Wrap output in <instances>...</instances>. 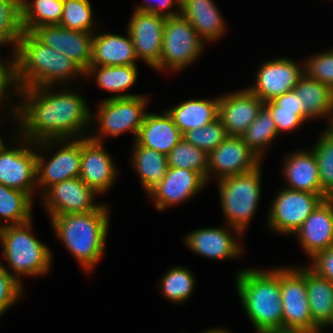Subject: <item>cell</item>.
Here are the masks:
<instances>
[{
	"label": "cell",
	"mask_w": 333,
	"mask_h": 333,
	"mask_svg": "<svg viewBox=\"0 0 333 333\" xmlns=\"http://www.w3.org/2000/svg\"><path fill=\"white\" fill-rule=\"evenodd\" d=\"M285 160L283 174H285L289 185L287 188L319 194L324 197L317 160L312 150L295 152Z\"/></svg>",
	"instance_id": "484cf974"
},
{
	"label": "cell",
	"mask_w": 333,
	"mask_h": 333,
	"mask_svg": "<svg viewBox=\"0 0 333 333\" xmlns=\"http://www.w3.org/2000/svg\"><path fill=\"white\" fill-rule=\"evenodd\" d=\"M261 165L252 171L222 178L219 181L221 208L226 222L239 238L254 215L261 197Z\"/></svg>",
	"instance_id": "8992f818"
},
{
	"label": "cell",
	"mask_w": 333,
	"mask_h": 333,
	"mask_svg": "<svg viewBox=\"0 0 333 333\" xmlns=\"http://www.w3.org/2000/svg\"><path fill=\"white\" fill-rule=\"evenodd\" d=\"M63 14V0H21V24L24 32H32L44 25H59Z\"/></svg>",
	"instance_id": "4dcf8cb0"
},
{
	"label": "cell",
	"mask_w": 333,
	"mask_h": 333,
	"mask_svg": "<svg viewBox=\"0 0 333 333\" xmlns=\"http://www.w3.org/2000/svg\"><path fill=\"white\" fill-rule=\"evenodd\" d=\"M167 113L172 117L180 132H185L205 125L218 119L219 98L214 100L190 99L169 108Z\"/></svg>",
	"instance_id": "4316f807"
},
{
	"label": "cell",
	"mask_w": 333,
	"mask_h": 333,
	"mask_svg": "<svg viewBox=\"0 0 333 333\" xmlns=\"http://www.w3.org/2000/svg\"><path fill=\"white\" fill-rule=\"evenodd\" d=\"M169 167L200 173L207 181L208 153L182 138L167 154Z\"/></svg>",
	"instance_id": "e575fe53"
},
{
	"label": "cell",
	"mask_w": 333,
	"mask_h": 333,
	"mask_svg": "<svg viewBox=\"0 0 333 333\" xmlns=\"http://www.w3.org/2000/svg\"><path fill=\"white\" fill-rule=\"evenodd\" d=\"M67 144L58 150L48 163L37 153V184L51 187L52 185L80 176L81 165V139H66ZM69 141V143H68Z\"/></svg>",
	"instance_id": "ffe728a7"
},
{
	"label": "cell",
	"mask_w": 333,
	"mask_h": 333,
	"mask_svg": "<svg viewBox=\"0 0 333 333\" xmlns=\"http://www.w3.org/2000/svg\"><path fill=\"white\" fill-rule=\"evenodd\" d=\"M31 206L32 198L26 192L6 187L0 183V217L10 221L8 224H1V227L30 221Z\"/></svg>",
	"instance_id": "d6a6232c"
},
{
	"label": "cell",
	"mask_w": 333,
	"mask_h": 333,
	"mask_svg": "<svg viewBox=\"0 0 333 333\" xmlns=\"http://www.w3.org/2000/svg\"><path fill=\"white\" fill-rule=\"evenodd\" d=\"M224 228H203L185 237L187 246L198 255L214 259L236 258L241 254L239 242Z\"/></svg>",
	"instance_id": "603a6c76"
},
{
	"label": "cell",
	"mask_w": 333,
	"mask_h": 333,
	"mask_svg": "<svg viewBox=\"0 0 333 333\" xmlns=\"http://www.w3.org/2000/svg\"><path fill=\"white\" fill-rule=\"evenodd\" d=\"M0 31L18 45L24 32L21 24V0H0Z\"/></svg>",
	"instance_id": "ab89813d"
},
{
	"label": "cell",
	"mask_w": 333,
	"mask_h": 333,
	"mask_svg": "<svg viewBox=\"0 0 333 333\" xmlns=\"http://www.w3.org/2000/svg\"><path fill=\"white\" fill-rule=\"evenodd\" d=\"M136 65L119 66H90L85 76L96 73V83L109 92H123L130 88L137 80Z\"/></svg>",
	"instance_id": "1f68e13d"
},
{
	"label": "cell",
	"mask_w": 333,
	"mask_h": 333,
	"mask_svg": "<svg viewBox=\"0 0 333 333\" xmlns=\"http://www.w3.org/2000/svg\"><path fill=\"white\" fill-rule=\"evenodd\" d=\"M138 60L133 41L128 36L116 34L93 35L90 66L136 65Z\"/></svg>",
	"instance_id": "cb8c5ba5"
},
{
	"label": "cell",
	"mask_w": 333,
	"mask_h": 333,
	"mask_svg": "<svg viewBox=\"0 0 333 333\" xmlns=\"http://www.w3.org/2000/svg\"><path fill=\"white\" fill-rule=\"evenodd\" d=\"M306 290L312 320L321 329L333 314V283L306 267Z\"/></svg>",
	"instance_id": "83f0119b"
},
{
	"label": "cell",
	"mask_w": 333,
	"mask_h": 333,
	"mask_svg": "<svg viewBox=\"0 0 333 333\" xmlns=\"http://www.w3.org/2000/svg\"><path fill=\"white\" fill-rule=\"evenodd\" d=\"M146 100L145 96L137 94H117L103 100L96 116L101 134L90 138L102 142L103 135L117 137L130 130L136 139L139 128L147 115L146 111L144 112Z\"/></svg>",
	"instance_id": "ba28073f"
},
{
	"label": "cell",
	"mask_w": 333,
	"mask_h": 333,
	"mask_svg": "<svg viewBox=\"0 0 333 333\" xmlns=\"http://www.w3.org/2000/svg\"><path fill=\"white\" fill-rule=\"evenodd\" d=\"M264 106L248 88L219 97V116L228 136L241 137Z\"/></svg>",
	"instance_id": "d6986e66"
},
{
	"label": "cell",
	"mask_w": 333,
	"mask_h": 333,
	"mask_svg": "<svg viewBox=\"0 0 333 333\" xmlns=\"http://www.w3.org/2000/svg\"><path fill=\"white\" fill-rule=\"evenodd\" d=\"M312 151L317 160L324 198H333V133L326 129Z\"/></svg>",
	"instance_id": "d590c367"
},
{
	"label": "cell",
	"mask_w": 333,
	"mask_h": 333,
	"mask_svg": "<svg viewBox=\"0 0 333 333\" xmlns=\"http://www.w3.org/2000/svg\"><path fill=\"white\" fill-rule=\"evenodd\" d=\"M328 325L333 326V314H332L330 321L328 322V324L326 326H328Z\"/></svg>",
	"instance_id": "816d5d0a"
},
{
	"label": "cell",
	"mask_w": 333,
	"mask_h": 333,
	"mask_svg": "<svg viewBox=\"0 0 333 333\" xmlns=\"http://www.w3.org/2000/svg\"><path fill=\"white\" fill-rule=\"evenodd\" d=\"M260 164L261 159L244 143L242 137L227 136L217 148L208 153L207 180L212 172L220 180L252 171Z\"/></svg>",
	"instance_id": "4fadbf2b"
},
{
	"label": "cell",
	"mask_w": 333,
	"mask_h": 333,
	"mask_svg": "<svg viewBox=\"0 0 333 333\" xmlns=\"http://www.w3.org/2000/svg\"><path fill=\"white\" fill-rule=\"evenodd\" d=\"M133 165L147 193L165 177L169 165L167 155L153 149L134 144Z\"/></svg>",
	"instance_id": "f546056e"
},
{
	"label": "cell",
	"mask_w": 333,
	"mask_h": 333,
	"mask_svg": "<svg viewBox=\"0 0 333 333\" xmlns=\"http://www.w3.org/2000/svg\"><path fill=\"white\" fill-rule=\"evenodd\" d=\"M165 17L148 12L134 11L128 24L129 33L138 59L159 69L163 43Z\"/></svg>",
	"instance_id": "5bb4252c"
},
{
	"label": "cell",
	"mask_w": 333,
	"mask_h": 333,
	"mask_svg": "<svg viewBox=\"0 0 333 333\" xmlns=\"http://www.w3.org/2000/svg\"><path fill=\"white\" fill-rule=\"evenodd\" d=\"M324 199L319 194L284 188L272 202L268 224L277 232L293 234Z\"/></svg>",
	"instance_id": "30bf717a"
},
{
	"label": "cell",
	"mask_w": 333,
	"mask_h": 333,
	"mask_svg": "<svg viewBox=\"0 0 333 333\" xmlns=\"http://www.w3.org/2000/svg\"><path fill=\"white\" fill-rule=\"evenodd\" d=\"M203 333H229L223 329H211V330H208V331H204Z\"/></svg>",
	"instance_id": "681fc988"
},
{
	"label": "cell",
	"mask_w": 333,
	"mask_h": 333,
	"mask_svg": "<svg viewBox=\"0 0 333 333\" xmlns=\"http://www.w3.org/2000/svg\"><path fill=\"white\" fill-rule=\"evenodd\" d=\"M236 288L243 309L257 333H283L280 268L267 271L242 269Z\"/></svg>",
	"instance_id": "3957f363"
},
{
	"label": "cell",
	"mask_w": 333,
	"mask_h": 333,
	"mask_svg": "<svg viewBox=\"0 0 333 333\" xmlns=\"http://www.w3.org/2000/svg\"><path fill=\"white\" fill-rule=\"evenodd\" d=\"M330 120H331V122H330L329 127H328L327 129H328L330 132L333 133V116H332V118H330Z\"/></svg>",
	"instance_id": "f907efd6"
},
{
	"label": "cell",
	"mask_w": 333,
	"mask_h": 333,
	"mask_svg": "<svg viewBox=\"0 0 333 333\" xmlns=\"http://www.w3.org/2000/svg\"><path fill=\"white\" fill-rule=\"evenodd\" d=\"M272 101L281 109L298 110V114L305 120L304 106L295 90L285 92Z\"/></svg>",
	"instance_id": "7dc6e473"
},
{
	"label": "cell",
	"mask_w": 333,
	"mask_h": 333,
	"mask_svg": "<svg viewBox=\"0 0 333 333\" xmlns=\"http://www.w3.org/2000/svg\"><path fill=\"white\" fill-rule=\"evenodd\" d=\"M305 62L304 73L333 90V50L317 53Z\"/></svg>",
	"instance_id": "60d3db41"
},
{
	"label": "cell",
	"mask_w": 333,
	"mask_h": 333,
	"mask_svg": "<svg viewBox=\"0 0 333 333\" xmlns=\"http://www.w3.org/2000/svg\"><path fill=\"white\" fill-rule=\"evenodd\" d=\"M280 292L283 307V333H314L306 290V268H280Z\"/></svg>",
	"instance_id": "52a82bcc"
},
{
	"label": "cell",
	"mask_w": 333,
	"mask_h": 333,
	"mask_svg": "<svg viewBox=\"0 0 333 333\" xmlns=\"http://www.w3.org/2000/svg\"><path fill=\"white\" fill-rule=\"evenodd\" d=\"M151 0L148 1V5H138V7L135 8V11L140 12H148L153 13L155 15L163 16L165 18L174 17L181 13V0H154L155 5L151 4ZM157 2V4H156ZM176 6L179 8L178 12L170 11L172 6ZM166 12H165V10ZM170 9L169 11H167Z\"/></svg>",
	"instance_id": "f6af8a7d"
},
{
	"label": "cell",
	"mask_w": 333,
	"mask_h": 333,
	"mask_svg": "<svg viewBox=\"0 0 333 333\" xmlns=\"http://www.w3.org/2000/svg\"><path fill=\"white\" fill-rule=\"evenodd\" d=\"M181 15L201 39L216 41L224 34L225 22L213 0H181Z\"/></svg>",
	"instance_id": "d4e9b609"
},
{
	"label": "cell",
	"mask_w": 333,
	"mask_h": 333,
	"mask_svg": "<svg viewBox=\"0 0 333 333\" xmlns=\"http://www.w3.org/2000/svg\"><path fill=\"white\" fill-rule=\"evenodd\" d=\"M182 138L183 134L165 111L162 115L147 113L134 143L167 155Z\"/></svg>",
	"instance_id": "7402d4cb"
},
{
	"label": "cell",
	"mask_w": 333,
	"mask_h": 333,
	"mask_svg": "<svg viewBox=\"0 0 333 333\" xmlns=\"http://www.w3.org/2000/svg\"><path fill=\"white\" fill-rule=\"evenodd\" d=\"M195 278L192 273L180 266L171 269L162 278L161 286L163 294L172 302H183L191 296Z\"/></svg>",
	"instance_id": "8d00e7d4"
},
{
	"label": "cell",
	"mask_w": 333,
	"mask_h": 333,
	"mask_svg": "<svg viewBox=\"0 0 333 333\" xmlns=\"http://www.w3.org/2000/svg\"><path fill=\"white\" fill-rule=\"evenodd\" d=\"M90 136L81 138V165L79 178L97 194L105 193L114 183L116 169L112 157Z\"/></svg>",
	"instance_id": "e0dca14e"
},
{
	"label": "cell",
	"mask_w": 333,
	"mask_h": 333,
	"mask_svg": "<svg viewBox=\"0 0 333 333\" xmlns=\"http://www.w3.org/2000/svg\"><path fill=\"white\" fill-rule=\"evenodd\" d=\"M22 140V143L25 141L24 144L27 146L20 142L18 144L20 147L10 149L0 138V183L26 192L32 198L34 185L37 184L35 182L37 181V152L28 147L35 145L33 142L24 137Z\"/></svg>",
	"instance_id": "8fae6325"
},
{
	"label": "cell",
	"mask_w": 333,
	"mask_h": 333,
	"mask_svg": "<svg viewBox=\"0 0 333 333\" xmlns=\"http://www.w3.org/2000/svg\"><path fill=\"white\" fill-rule=\"evenodd\" d=\"M7 42H9L10 44L14 43L13 54L15 55L17 45L4 31H0V45L5 43L7 44Z\"/></svg>",
	"instance_id": "c3c4849f"
},
{
	"label": "cell",
	"mask_w": 333,
	"mask_h": 333,
	"mask_svg": "<svg viewBox=\"0 0 333 333\" xmlns=\"http://www.w3.org/2000/svg\"><path fill=\"white\" fill-rule=\"evenodd\" d=\"M49 86L17 89L26 102L12 108L22 137L44 150L61 140L75 139L91 122L85 100L72 90L49 92ZM48 91V92H47ZM55 93V94H54ZM49 147V148H48Z\"/></svg>",
	"instance_id": "6da1fadb"
},
{
	"label": "cell",
	"mask_w": 333,
	"mask_h": 333,
	"mask_svg": "<svg viewBox=\"0 0 333 333\" xmlns=\"http://www.w3.org/2000/svg\"><path fill=\"white\" fill-rule=\"evenodd\" d=\"M96 194L78 177L52 185L43 196L46 209L53 217L96 210L100 206L93 202Z\"/></svg>",
	"instance_id": "2e32d148"
},
{
	"label": "cell",
	"mask_w": 333,
	"mask_h": 333,
	"mask_svg": "<svg viewBox=\"0 0 333 333\" xmlns=\"http://www.w3.org/2000/svg\"><path fill=\"white\" fill-rule=\"evenodd\" d=\"M22 288L14 275L0 262V316L17 302L22 294Z\"/></svg>",
	"instance_id": "b9f144b4"
},
{
	"label": "cell",
	"mask_w": 333,
	"mask_h": 333,
	"mask_svg": "<svg viewBox=\"0 0 333 333\" xmlns=\"http://www.w3.org/2000/svg\"><path fill=\"white\" fill-rule=\"evenodd\" d=\"M301 247L313 258L333 246V198L324 199L297 229Z\"/></svg>",
	"instance_id": "44dd1931"
},
{
	"label": "cell",
	"mask_w": 333,
	"mask_h": 333,
	"mask_svg": "<svg viewBox=\"0 0 333 333\" xmlns=\"http://www.w3.org/2000/svg\"><path fill=\"white\" fill-rule=\"evenodd\" d=\"M31 229V220L0 228L3 254L20 284L22 274L38 276L47 273L52 258L50 249L33 236Z\"/></svg>",
	"instance_id": "5b68a950"
},
{
	"label": "cell",
	"mask_w": 333,
	"mask_h": 333,
	"mask_svg": "<svg viewBox=\"0 0 333 333\" xmlns=\"http://www.w3.org/2000/svg\"><path fill=\"white\" fill-rule=\"evenodd\" d=\"M108 206L96 210L51 217L58 238L88 272L101 259L108 234Z\"/></svg>",
	"instance_id": "277c9868"
},
{
	"label": "cell",
	"mask_w": 333,
	"mask_h": 333,
	"mask_svg": "<svg viewBox=\"0 0 333 333\" xmlns=\"http://www.w3.org/2000/svg\"><path fill=\"white\" fill-rule=\"evenodd\" d=\"M18 89L46 87L76 78L85 71L64 53L41 43L31 32H23L15 52Z\"/></svg>",
	"instance_id": "7a4b0ae2"
},
{
	"label": "cell",
	"mask_w": 333,
	"mask_h": 333,
	"mask_svg": "<svg viewBox=\"0 0 333 333\" xmlns=\"http://www.w3.org/2000/svg\"><path fill=\"white\" fill-rule=\"evenodd\" d=\"M227 136L226 129L219 118L202 128L189 130L183 134L187 142L207 153L217 148Z\"/></svg>",
	"instance_id": "f35d334b"
},
{
	"label": "cell",
	"mask_w": 333,
	"mask_h": 333,
	"mask_svg": "<svg viewBox=\"0 0 333 333\" xmlns=\"http://www.w3.org/2000/svg\"><path fill=\"white\" fill-rule=\"evenodd\" d=\"M264 107L270 112L278 134L280 131L296 129L305 122L298 110L281 109L273 101L265 102Z\"/></svg>",
	"instance_id": "7bdbcfd3"
},
{
	"label": "cell",
	"mask_w": 333,
	"mask_h": 333,
	"mask_svg": "<svg viewBox=\"0 0 333 333\" xmlns=\"http://www.w3.org/2000/svg\"><path fill=\"white\" fill-rule=\"evenodd\" d=\"M94 21L89 0H63L60 26L70 30L93 33Z\"/></svg>",
	"instance_id": "74e56055"
},
{
	"label": "cell",
	"mask_w": 333,
	"mask_h": 333,
	"mask_svg": "<svg viewBox=\"0 0 333 333\" xmlns=\"http://www.w3.org/2000/svg\"><path fill=\"white\" fill-rule=\"evenodd\" d=\"M278 135L270 112L263 106L256 119L241 136L244 143L261 159L263 149Z\"/></svg>",
	"instance_id": "836d02e7"
},
{
	"label": "cell",
	"mask_w": 333,
	"mask_h": 333,
	"mask_svg": "<svg viewBox=\"0 0 333 333\" xmlns=\"http://www.w3.org/2000/svg\"><path fill=\"white\" fill-rule=\"evenodd\" d=\"M292 60L277 58L267 61L256 73V85L248 88L261 101L268 102L285 92L294 90L300 78L305 74Z\"/></svg>",
	"instance_id": "9a60e30c"
},
{
	"label": "cell",
	"mask_w": 333,
	"mask_h": 333,
	"mask_svg": "<svg viewBox=\"0 0 333 333\" xmlns=\"http://www.w3.org/2000/svg\"><path fill=\"white\" fill-rule=\"evenodd\" d=\"M206 179L198 172L169 167L165 177L147 194L155 200L158 210L183 202L205 186Z\"/></svg>",
	"instance_id": "ac0fdd59"
},
{
	"label": "cell",
	"mask_w": 333,
	"mask_h": 333,
	"mask_svg": "<svg viewBox=\"0 0 333 333\" xmlns=\"http://www.w3.org/2000/svg\"><path fill=\"white\" fill-rule=\"evenodd\" d=\"M310 259L313 262L310 268L333 283V246Z\"/></svg>",
	"instance_id": "ee69618b"
},
{
	"label": "cell",
	"mask_w": 333,
	"mask_h": 333,
	"mask_svg": "<svg viewBox=\"0 0 333 333\" xmlns=\"http://www.w3.org/2000/svg\"><path fill=\"white\" fill-rule=\"evenodd\" d=\"M181 14L165 19L159 70L177 71L194 62L205 43Z\"/></svg>",
	"instance_id": "9c48e42d"
},
{
	"label": "cell",
	"mask_w": 333,
	"mask_h": 333,
	"mask_svg": "<svg viewBox=\"0 0 333 333\" xmlns=\"http://www.w3.org/2000/svg\"><path fill=\"white\" fill-rule=\"evenodd\" d=\"M304 106L305 121L325 115L333 116V90L304 74L294 88Z\"/></svg>",
	"instance_id": "f1b7e54d"
},
{
	"label": "cell",
	"mask_w": 333,
	"mask_h": 333,
	"mask_svg": "<svg viewBox=\"0 0 333 333\" xmlns=\"http://www.w3.org/2000/svg\"><path fill=\"white\" fill-rule=\"evenodd\" d=\"M41 43L64 53L84 71L92 60L94 33L70 30L60 25H44L31 32Z\"/></svg>",
	"instance_id": "7c38bea8"
},
{
	"label": "cell",
	"mask_w": 333,
	"mask_h": 333,
	"mask_svg": "<svg viewBox=\"0 0 333 333\" xmlns=\"http://www.w3.org/2000/svg\"><path fill=\"white\" fill-rule=\"evenodd\" d=\"M7 66H6V65ZM13 88L18 86L16 84V67H15V55L13 56V60L10 62L2 63L0 61V102L6 98V92L9 89V86Z\"/></svg>",
	"instance_id": "bcb514c9"
}]
</instances>
